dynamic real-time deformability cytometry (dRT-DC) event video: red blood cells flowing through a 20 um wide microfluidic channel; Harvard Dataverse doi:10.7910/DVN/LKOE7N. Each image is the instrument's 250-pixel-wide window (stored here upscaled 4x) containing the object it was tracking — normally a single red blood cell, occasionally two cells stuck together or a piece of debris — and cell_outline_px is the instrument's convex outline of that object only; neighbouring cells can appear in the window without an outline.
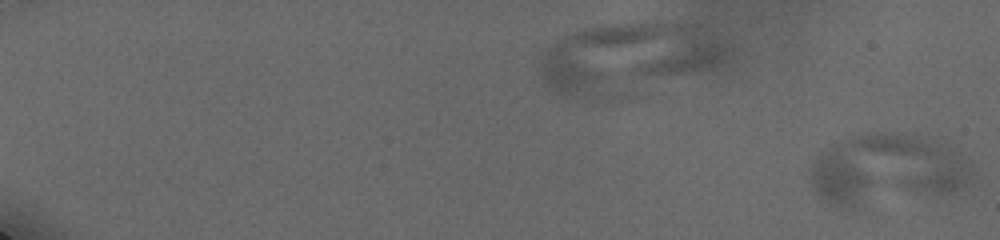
{"species": "human", "species_latin": "Homo sapiens", "temperature_condition": "cold", "stored_images_in_passage": 5, "camera_frame_rate_fps": 3000, "um_per_image_px": 0.085, "donor": {"sex": "male"}, "frame": {"image": 1, "passage_image": 5, "time_ms": 1.667, "image_size_px": [1000, 240], "cell_outline_px": [[968, 180], [964, 184], [956, 188], [860, 208], [848, 208], [836, 204], [820, 196], [816, 192], [812, 184], [812, 164], [816, 156], [820, 152], [840, 140], [852, 136], [872, 132], [884, 132], [936, 140], [952, 152]], "centroid_in_image_um": [75.13, 14.41], "position_along_channel_um": 9.9, "area_um2": 63.29}}